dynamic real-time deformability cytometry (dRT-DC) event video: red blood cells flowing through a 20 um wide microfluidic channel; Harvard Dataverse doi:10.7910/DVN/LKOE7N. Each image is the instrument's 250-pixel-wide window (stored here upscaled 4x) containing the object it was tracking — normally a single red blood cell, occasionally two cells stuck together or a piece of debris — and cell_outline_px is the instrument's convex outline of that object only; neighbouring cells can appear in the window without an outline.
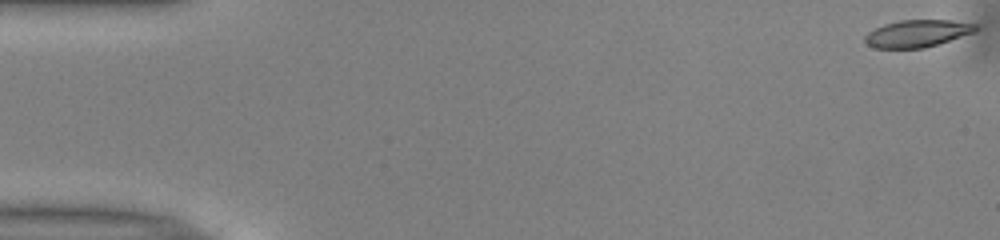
{"species": "common noctule bat (a hibernating species)", "species_latin": "Nyctalus noctula", "temperature_condition": "warm", "stored_images_in_passage": 41, "camera_frame_rate_fps": 3000, "um_per_image_px": 0.085, "animal": {"sex": "male", "body_mass_g": 13.0, "forearm_length_mm": 53.1}, "frame": {"image": 1, "passage_image": 1, "time_ms": 0.0, "image_size_px": [1000, 240], "cell_outline_px": [[980, 28], [976, 32], [924, 48], [876, 48], [868, 44], [864, 40], [864, 36], [868, 32], [884, 24], [900, 20], [952, 20], [976, 24]], "centroid_in_image_um": [78.01, 2.84], "position_along_channel_um": 7.0, "area_um2": 17.57}}
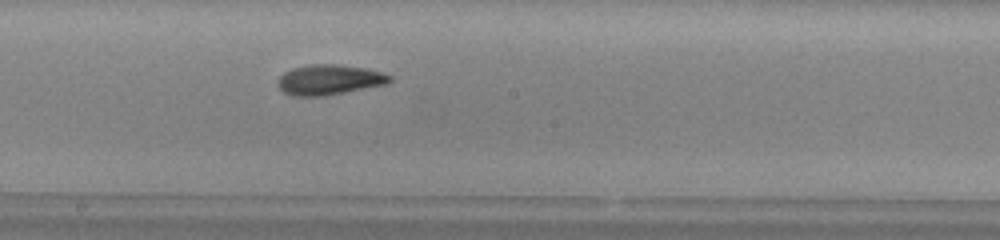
{"frame": {"image": 2, "passage_image": 28, "time_ms": 9.0, "image_size_px": [1000, 240], "cell_outline_px": [[392, 80], [388, 84], [324, 96], [296, 96], [284, 92], [280, 88], [280, 76], [284, 72], [292, 68], [308, 64], [336, 64], [368, 68], [392, 76]], "centroid_in_image_um": [28.03, 6.77], "position_along_channel_um": 220.2, "area_um2": 19.65}}
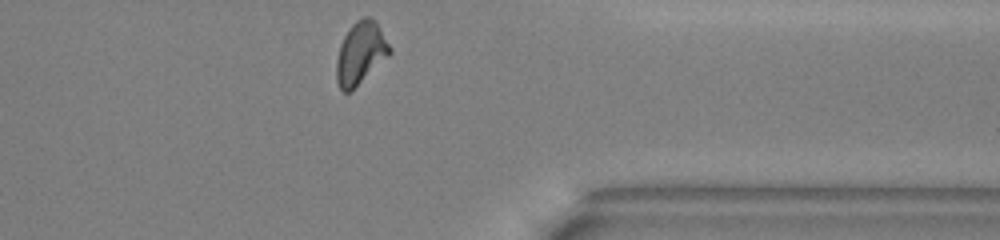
{"frame": {"image": 3, "passage_image": 41, "time_ms": 13.333, "image_size_px": [1000, 240], "cell_outline_px": [[392, 52], [352, 92], [344, 92], [340, 88], [336, 80], [336, 60], [340, 44], [348, 28], [356, 20], [364, 16], [368, 16], [376, 20], [392, 48]], "centroid_in_image_um": [30.65, 4.51], "position_along_channel_um": 380.7, "area_um2": 19.71}, "authors_computed_cell_mechanics": {"area_um2": 18.9006, "velocity_mm_per_s": 3.9775, "shape_relaxation_time_tau1_ms": 4.4258, "shape_relaxation_time_tau2_ms": 2.5541, "deformation_change_tau1": 0.1586, "deformation_change_tau2": 0.0978}}